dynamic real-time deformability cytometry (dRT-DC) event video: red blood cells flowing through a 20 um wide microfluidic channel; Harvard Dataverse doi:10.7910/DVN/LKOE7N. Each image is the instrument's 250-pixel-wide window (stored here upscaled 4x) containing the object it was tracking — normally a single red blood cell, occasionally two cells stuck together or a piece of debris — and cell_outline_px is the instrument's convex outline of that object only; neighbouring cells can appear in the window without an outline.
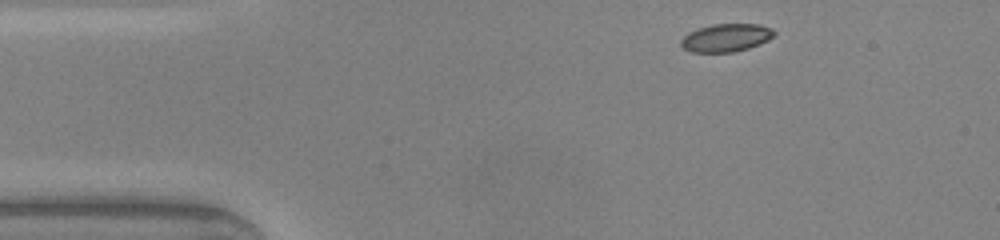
{"species": "common noctule bat (a hibernating species)", "species_latin": "Nyctalus noctula", "temperature_condition": "warm", "stored_images_in_passage": 42, "camera_frame_rate_fps": 3000, "um_per_image_px": 0.085, "animal": {"sex": "male", "body_mass_g": 20.0, "forearm_length_mm": 53.3}, "frame": {"image": 1, "passage_image": 1, "time_ms": 0.0, "image_size_px": [1000, 240], "cell_outline_px": [[776, 36], [760, 44], [748, 48], [732, 52], [692, 52], [684, 48], [680, 44], [680, 40], [688, 32], [712, 24], [760, 24], [772, 28], [776, 32]], "centroid_in_image_um": [61.75, 3.2], "position_along_channel_um": 23.2, "area_um2": 15.26}}
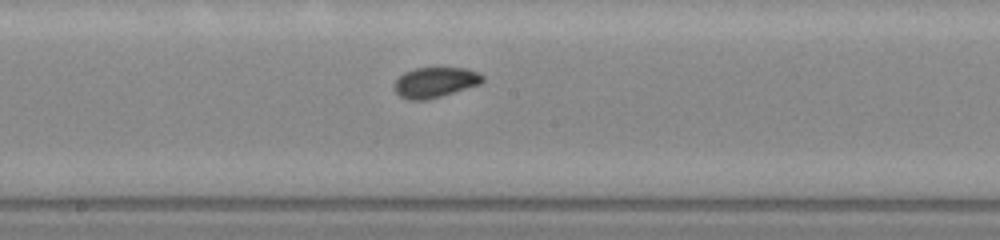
{"frame": {"image": 2, "passage_image": 19, "time_ms": 6.0, "image_size_px": [1000, 240], "cell_outline_px": [[484, 80], [480, 84], [440, 96], [424, 100], [408, 100], [400, 96], [396, 92], [396, 80], [404, 72], [416, 68], [468, 68], [484, 76]], "centroid_in_image_um": [37.0, 6.99], "position_along_channel_um": 211.2, "area_um2": 15.32}}
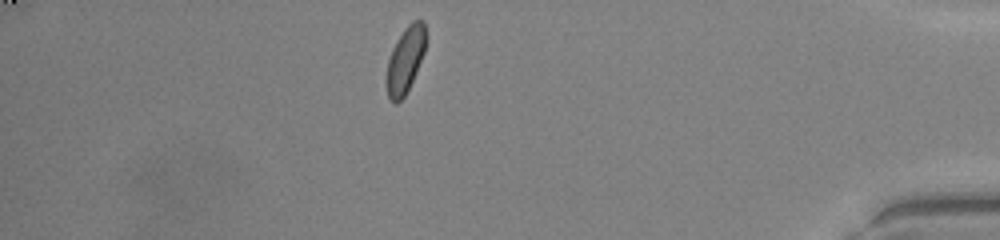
{"frame": {"image": 3, "passage_image": 36, "time_ms": 11.667, "image_size_px": [1000, 240], "cell_outline_px": [[428, 36], [424, 52], [416, 72], [404, 96], [396, 104], [392, 104], [388, 96], [384, 80], [388, 60], [392, 48], [396, 40], [404, 28], [412, 20], [424, 20]], "centroid_in_image_um": [34.44, 5.06], "position_along_channel_um": 400.8, "area_um2": 15.61}, "authors_computed_cell_mechanics": {"area_um2": 15.2881, "velocity_mm_per_s": 4.1736, "shape_relaxation_time_tau1_ms": 7.6577, "shape_relaxation_time_tau2_ms": 4.0095, "deformation_change_tau1": 0.1334, "deformation_change_tau2": 0.0885}}